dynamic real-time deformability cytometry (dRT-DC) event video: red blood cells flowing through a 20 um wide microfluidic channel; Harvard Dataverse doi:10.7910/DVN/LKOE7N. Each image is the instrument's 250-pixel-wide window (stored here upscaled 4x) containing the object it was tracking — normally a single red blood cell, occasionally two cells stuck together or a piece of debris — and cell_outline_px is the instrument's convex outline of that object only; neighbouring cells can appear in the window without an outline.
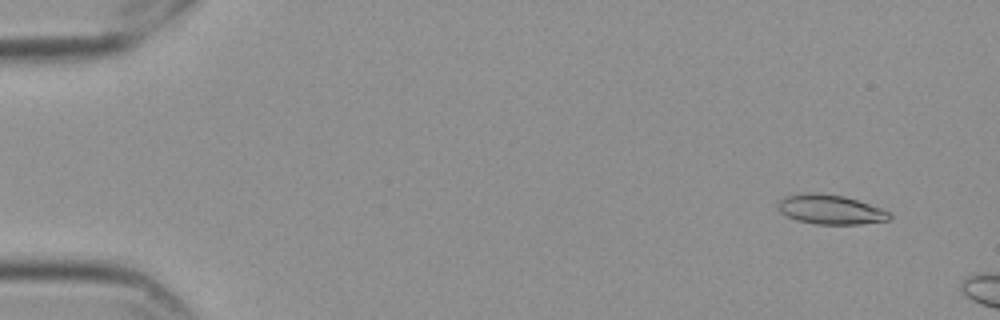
{"species": "Egyptian fruit bat (a non-hibernating species)", "species_latin": "Rousettus aegyptiacus", "temperature_condition": "cold", "stored_images_in_passage": 10, "camera_frame_rate_fps": 3000, "um_per_image_px": 0.085, "frame": {"image": 1, "passage_image": 5, "time_ms": 1.333, "image_size_px": [1000, 320], "cell_outline_px": [[892, 216], [888, 220], [860, 224], [816, 224], [796, 220], [780, 212], [776, 208], [780, 200], [784, 196], [804, 192], [816, 192], [844, 196], [880, 208], [888, 212]], "centroid_in_image_um": [70.53, 17.8], "position_along_channel_um": 14.5, "area_um2": 19.13}}